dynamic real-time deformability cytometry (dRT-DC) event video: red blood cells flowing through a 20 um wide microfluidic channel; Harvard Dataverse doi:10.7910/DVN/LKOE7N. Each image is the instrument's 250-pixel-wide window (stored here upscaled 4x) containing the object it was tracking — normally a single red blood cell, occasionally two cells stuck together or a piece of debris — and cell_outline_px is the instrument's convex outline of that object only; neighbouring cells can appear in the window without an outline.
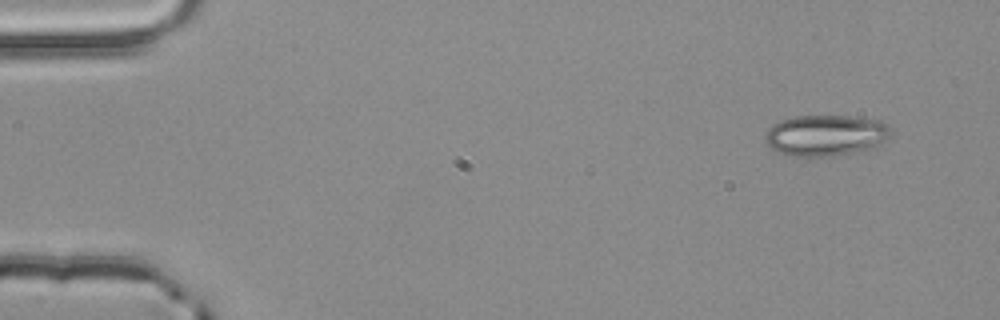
{"species": "common noctule bat (a hibernating species)", "species_latin": "Nyctalus noctula", "temperature_condition": "room temperature", "stored_images_in_passage": 4, "camera_frame_rate_fps": 3000, "um_per_image_px": 0.085, "animal": {"sex": "male", "body_mass_g": 20.4}, "frame": {"image": 1, "passage_image": 1, "time_ms": 0.0, "image_size_px": [1000, 320], "cell_outline_px": [[892, 128], [888, 136], [884, 140], [872, 148], [864, 152], [812, 160], [792, 156], [780, 152], [772, 148], [764, 140], [764, 136], [768, 128], [772, 124], [780, 120], [796, 116], [848, 116], [880, 120], [888, 124]], "centroid_in_image_um": [70.17, 11.55], "position_along_channel_um": 14.8, "area_um2": 31.04}}